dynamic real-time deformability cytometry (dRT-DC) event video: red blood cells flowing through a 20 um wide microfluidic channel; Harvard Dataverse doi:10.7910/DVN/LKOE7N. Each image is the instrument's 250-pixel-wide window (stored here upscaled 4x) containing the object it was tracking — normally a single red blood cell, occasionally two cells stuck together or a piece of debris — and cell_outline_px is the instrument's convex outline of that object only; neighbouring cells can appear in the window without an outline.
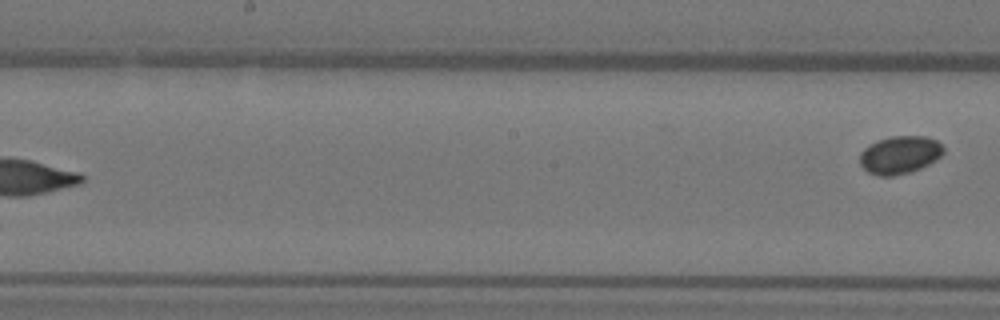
{"species": "Egyptian fruit bat (a non-hibernating species)", "species_latin": "Rousettus aegyptiacus", "temperature_condition": "warm", "stored_images_in_passage": 9, "segment_of_instrument_passage": [2, 2], "camera_frame_rate_fps": 3000, "um_per_image_px": 0.085, "animal": {"sex": "female"}, "frame": {"image": 1, "passage_image": 9, "time_ms": 2.667, "image_size_px": [1000, 320], "cell_outline_px": [[944, 152], [936, 160], [920, 168], [908, 172], [892, 176], [880, 176], [868, 172], [860, 164], [860, 152], [868, 144], [876, 140], [892, 136], [924, 136], [936, 140], [944, 148]], "centroid_in_image_um": [76.46, 13.15], "position_along_channel_um": 171.7, "area_um2": 18.44}}